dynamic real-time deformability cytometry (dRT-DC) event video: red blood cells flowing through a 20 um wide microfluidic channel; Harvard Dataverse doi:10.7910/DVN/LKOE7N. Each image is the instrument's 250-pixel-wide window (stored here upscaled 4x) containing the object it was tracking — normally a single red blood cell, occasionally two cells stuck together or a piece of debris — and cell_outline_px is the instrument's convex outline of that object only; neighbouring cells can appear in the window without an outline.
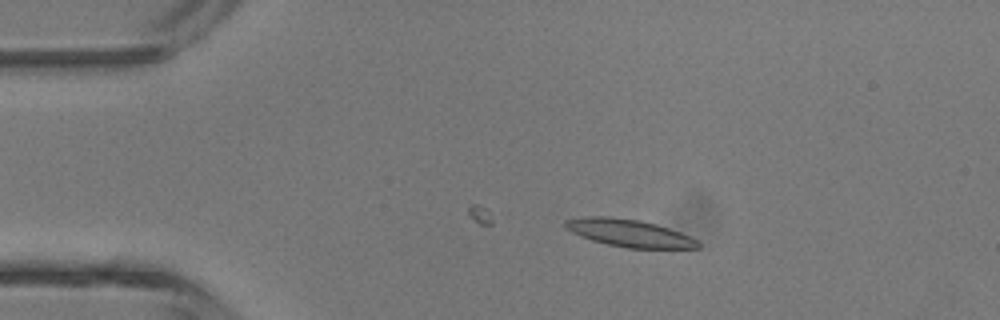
{"species": "common noctule bat (a hibernating species)", "species_latin": "Nyctalus noctula", "temperature_condition": "room temperature", "stored_images_in_passage": 5, "camera_frame_rate_fps": 3000, "um_per_image_px": 0.085, "animal": {"sex": "male", "body_mass_g": 13.3}, "frame": {"image": 1, "passage_image": 3, "time_ms": 2.333, "image_size_px": [1000, 320], "cell_outline_px": [[700, 248], [628, 248], [608, 244], [592, 240], [580, 236], [564, 228], [564, 220], [584, 216], [608, 216], [640, 220], [656, 224], [680, 232], [696, 240], [700, 244]], "centroid_in_image_um": [53.44, 19.8], "position_along_channel_um": 31.6, "area_um2": 21.15}}
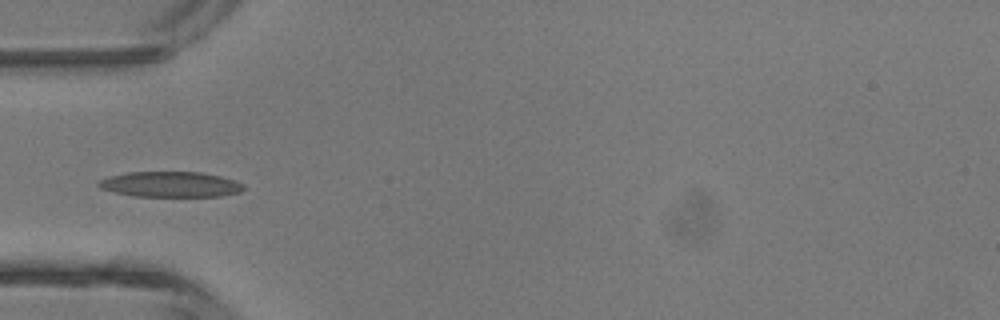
{"frame": {"image": 2, "passage_image": 5, "time_ms": 4.333, "image_size_px": [1000, 320], "cell_outline_px": [[244, 188], [240, 192], [220, 196], [132, 196], [100, 188], [96, 184], [100, 180], [112, 176], [128, 172], [200, 172], [220, 176], [236, 180], [244, 184]], "centroid_in_image_um": [14.52, 15.67], "position_along_channel_um": 70.5, "area_um2": 21.39}}